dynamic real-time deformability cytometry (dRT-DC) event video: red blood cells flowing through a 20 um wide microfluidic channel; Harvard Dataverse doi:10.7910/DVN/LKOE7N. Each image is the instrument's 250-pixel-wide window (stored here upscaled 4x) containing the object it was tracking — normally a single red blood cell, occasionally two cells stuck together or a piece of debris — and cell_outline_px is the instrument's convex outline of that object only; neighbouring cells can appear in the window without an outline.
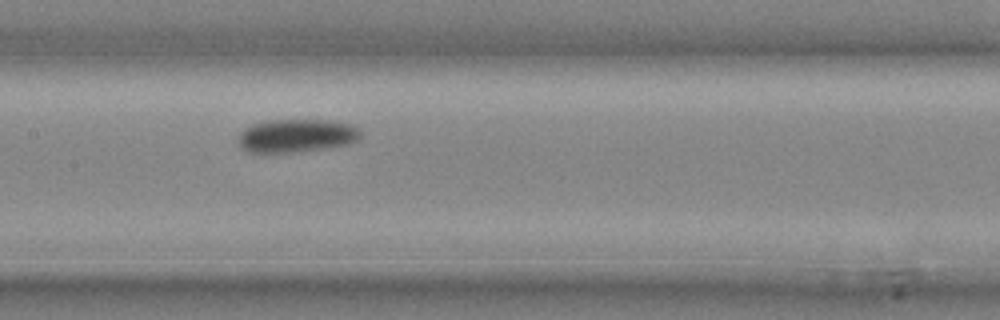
{"species": "common noctule bat (a hibernating species)", "species_latin": "Nyctalus noctula", "temperature_condition": "cold", "stored_images_in_passage": 19, "camera_frame_rate_fps": 3000, "um_per_image_px": 0.085, "animal": {"sex": "male", "body_mass_g": 20.4}, "frame": {"image": 1, "passage_image": 9, "time_ms": 2.667, "image_size_px": [1000, 320], "cell_outline_px": [[360, 136], [356, 140], [348, 144], [328, 148], [300, 152], [248, 152], [240, 148], [236, 140], [240, 132], [244, 128], [252, 124], [272, 120], [324, 120], [352, 124], [360, 132]], "centroid_in_image_um": [25.15, 11.54], "position_along_channel_um": 182.3, "area_um2": 23.81}}
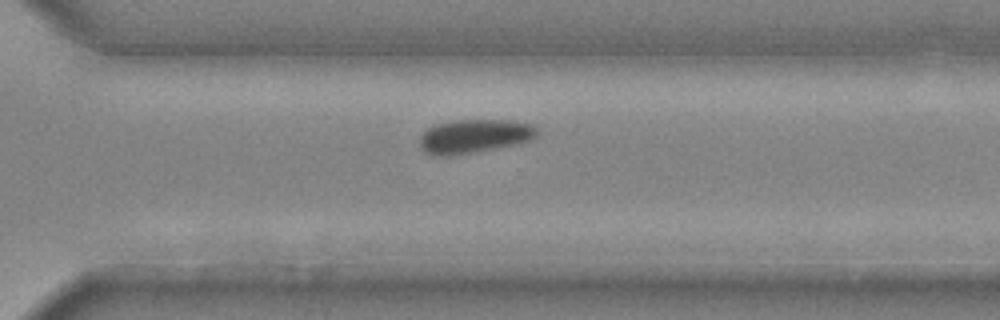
{"frame": {"image": 2, "passage_image": 15, "time_ms": 4.667, "image_size_px": [1000, 320], "cell_outline_px": [[536, 136], [532, 140], [520, 144], [476, 152], [452, 156], [432, 156], [424, 152], [420, 148], [420, 136], [428, 128], [436, 124], [452, 120], [508, 120], [528, 124], [536, 128]], "centroid_in_image_um": [40.27, 11.6], "position_along_channel_um": 330.3, "area_um2": 23.35}}
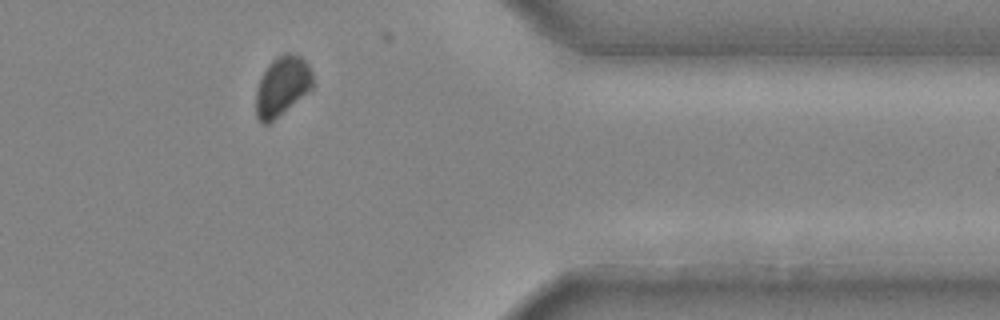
{"frame": {"image": 3, "passage_image": 18, "time_ms": 5.667, "image_size_px": [1000, 320], "cell_outline_px": [[316, 84], [312, 88], [268, 124], [260, 124], [256, 116], [256, 92], [260, 80], [268, 64], [276, 56], [284, 52], [292, 52], [300, 56], [308, 64], [312, 72]], "centroid_in_image_um": [23.99, 7.29], "position_along_channel_um": 387.4, "area_um2": 19.77}}